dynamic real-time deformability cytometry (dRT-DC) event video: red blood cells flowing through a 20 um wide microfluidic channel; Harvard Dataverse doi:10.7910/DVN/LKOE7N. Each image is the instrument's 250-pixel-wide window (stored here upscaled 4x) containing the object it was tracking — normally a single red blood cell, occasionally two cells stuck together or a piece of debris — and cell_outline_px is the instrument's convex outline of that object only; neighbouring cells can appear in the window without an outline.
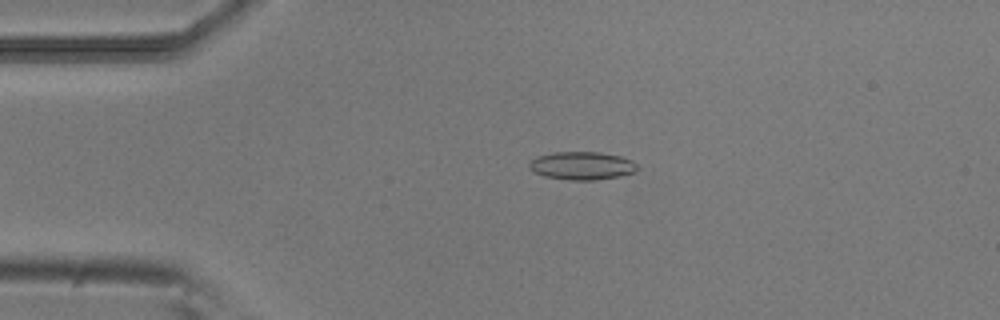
{"species": "common noctule bat (a hibernating species)", "species_latin": "Nyctalus noctula", "temperature_condition": "room temperature", "stored_images_in_passage": 53, "camera_frame_rate_fps": 3000, "um_per_image_px": 0.085, "animal": {"sex": "male", "body_mass_g": 20.5, "forearm_length_mm": 52.5}, "frame": {"image": 1, "passage_image": 12, "time_ms": 3.667, "image_size_px": [1000, 320], "cell_outline_px": [[636, 172], [620, 176], [596, 180], [572, 180], [544, 176], [532, 172], [528, 168], [528, 164], [536, 156], [552, 152], [600, 152], [620, 156], [632, 160], [636, 164]], "centroid_in_image_um": [49.43, 14.08], "position_along_channel_um": 35.6, "area_um2": 17.8}}
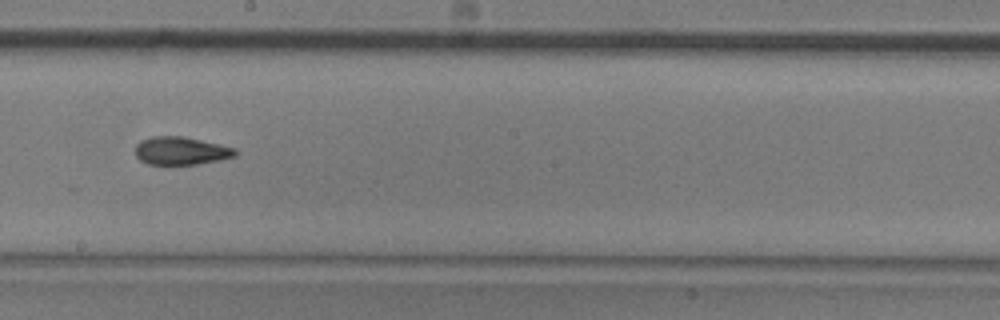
{"frame": {"image": 2, "passage_image": 30, "time_ms": 9.667, "image_size_px": [1000, 320], "cell_outline_px": [[240, 152], [236, 156], [220, 160], [196, 164], [148, 164], [140, 160], [136, 156], [136, 144], [140, 140], [152, 136], [184, 136], [220, 144], [236, 148]], "centroid_in_image_um": [15.42, 12.81], "position_along_channel_um": 232.8, "area_um2": 16.47}}
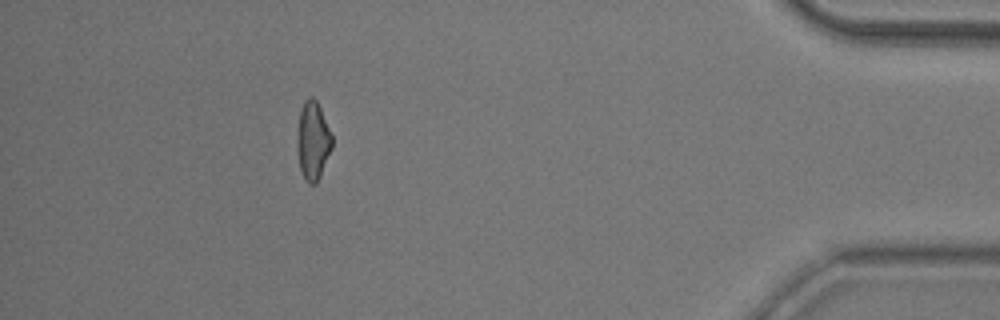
{"frame": {"image": 3, "passage_image": 48, "time_ms": 15.667, "image_size_px": [1000, 320], "cell_outline_px": [[332, 148], [320, 176], [316, 184], [312, 184], [304, 176], [300, 168], [296, 144], [296, 140], [300, 108], [304, 100], [308, 96], [312, 96], [316, 100], [320, 108], [332, 136]], "centroid_in_image_um": [26.58, 11.91], "position_along_channel_um": 408.6, "area_um2": 15.84}, "authors_computed_cell_mechanics": {"area_um2": 16.6464, "velocity_mm_per_s": 3.8488, "shape_relaxation_time_tau1_ms": 5.2375, "shape_relaxation_time_tau2_ms": 2.8993, "deformation_change_tau1": 0.1453, "deformation_change_tau2": 0.1015}}